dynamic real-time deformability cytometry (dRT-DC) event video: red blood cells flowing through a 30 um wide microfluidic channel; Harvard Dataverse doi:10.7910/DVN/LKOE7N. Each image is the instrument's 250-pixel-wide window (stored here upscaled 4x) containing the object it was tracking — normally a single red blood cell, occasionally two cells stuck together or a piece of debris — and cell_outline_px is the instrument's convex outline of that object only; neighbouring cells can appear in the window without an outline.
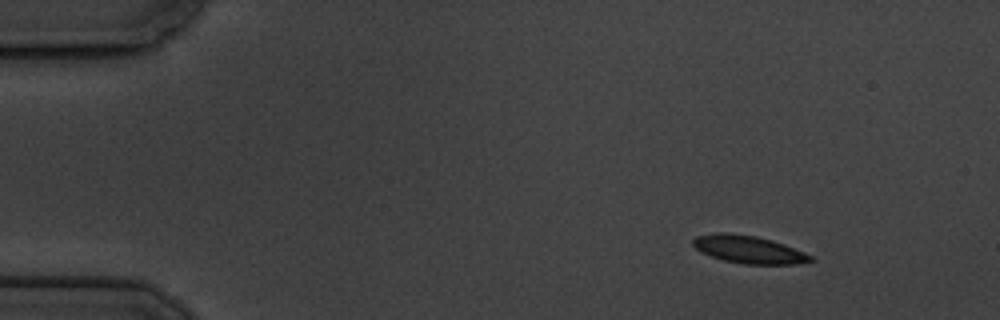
{"species": "common noctule bat (a hibernating species)", "species_latin": "Nyctalus noctula", "temperature_condition": "cold", "stored_images_in_passage": 4, "camera_frame_rate_fps": 3000, "um_per_image_px": 0.085, "animal": {"sex": "male", "body_mass_g": 19.5, "forearm_length_mm": 54.6}, "frame": {"image": 1, "passage_image": 1, "time_ms": 0.0, "image_size_px": [1000, 320], "cell_outline_px": [[816, 260], [792, 264], [744, 264], [724, 260], [700, 252], [692, 244], [692, 240], [696, 236], [716, 232], [724, 232], [756, 236], [772, 240], [784, 244], [804, 252], [812, 256]], "centroid_in_image_um": [63.62, 21.2], "position_along_channel_um": 21.4, "area_um2": 18.9}}
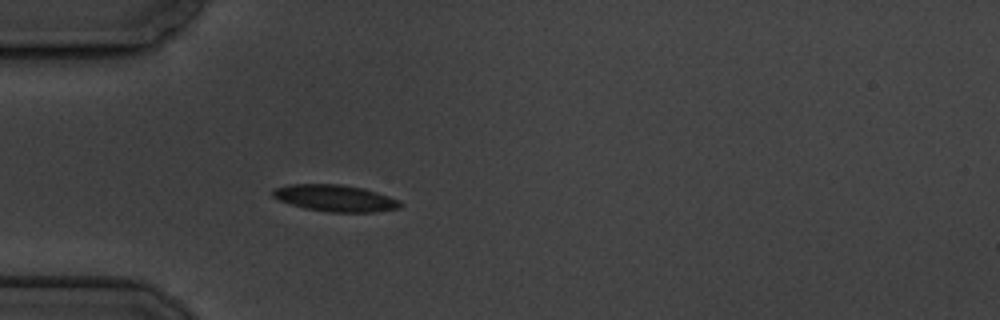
{"frame": {"image": 2, "passage_image": 4, "time_ms": 3.333, "image_size_px": [1000, 320], "cell_outline_px": [[404, 204], [400, 208], [372, 212], [328, 212], [304, 208], [280, 200], [272, 196], [272, 188], [288, 184], [340, 184], [364, 188], [400, 200]], "centroid_in_image_um": [28.49, 16.84], "position_along_channel_um": 56.5, "area_um2": 19.88}}